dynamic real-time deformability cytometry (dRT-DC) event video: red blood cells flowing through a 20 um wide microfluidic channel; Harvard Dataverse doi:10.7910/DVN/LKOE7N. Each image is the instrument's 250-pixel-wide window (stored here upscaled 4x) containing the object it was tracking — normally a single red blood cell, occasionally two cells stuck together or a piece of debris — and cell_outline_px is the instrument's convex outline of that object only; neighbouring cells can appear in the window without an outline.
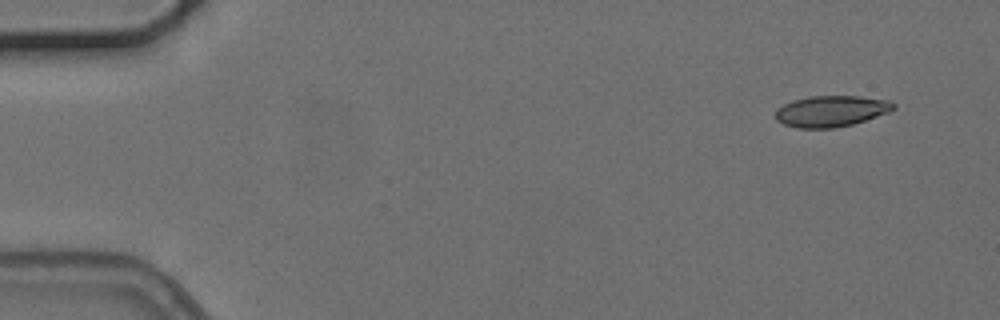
{"species": "common noctule bat (a hibernating species)", "species_latin": "Nyctalus noctula", "temperature_condition": "cold", "stored_images_in_passage": 3, "camera_frame_rate_fps": 3000, "um_per_image_px": 0.085, "animal": {"sex": "female", "body_mass_g": 24.6, "forearm_length_mm": 56.2}, "frame": {"image": 1, "passage_image": 1, "time_ms": 0.0, "image_size_px": [1000, 320], "cell_outline_px": [[896, 108], [888, 112], [852, 124], [832, 128], [796, 128], [784, 124], [776, 120], [776, 108], [792, 100], [812, 96], [860, 96], [888, 100], [896, 104]], "centroid_in_image_um": [70.63, 9.44], "position_along_channel_um": 14.4, "area_um2": 21.33}}